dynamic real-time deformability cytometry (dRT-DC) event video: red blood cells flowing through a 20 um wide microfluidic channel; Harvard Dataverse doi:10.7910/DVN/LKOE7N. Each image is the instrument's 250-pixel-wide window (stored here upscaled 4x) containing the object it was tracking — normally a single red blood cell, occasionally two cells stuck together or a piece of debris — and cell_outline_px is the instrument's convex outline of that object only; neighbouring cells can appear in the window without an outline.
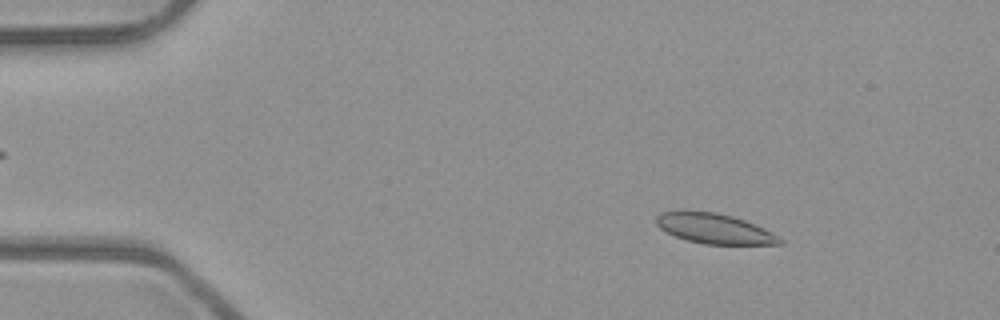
{"species": "common noctule bat (a hibernating species)", "species_latin": "Nyctalus noctula", "temperature_condition": "room temperature", "stored_images_in_passage": 51, "camera_frame_rate_fps": 3000, "um_per_image_px": 0.085, "animal": {"sex": "male", "body_mass_g": 23.1, "forearm_length_mm": 52.7}, "frame": {"image": 1, "passage_image": 7, "time_ms": 2.0, "image_size_px": [1000, 320], "cell_outline_px": [[784, 244], [704, 244], [688, 240], [676, 236], [660, 228], [656, 224], [656, 216], [660, 212], [680, 208], [716, 212], [732, 216], [744, 220], [764, 228], [784, 240]], "centroid_in_image_um": [60.66, 19.39], "position_along_channel_um": 24.3, "area_um2": 22.02}}
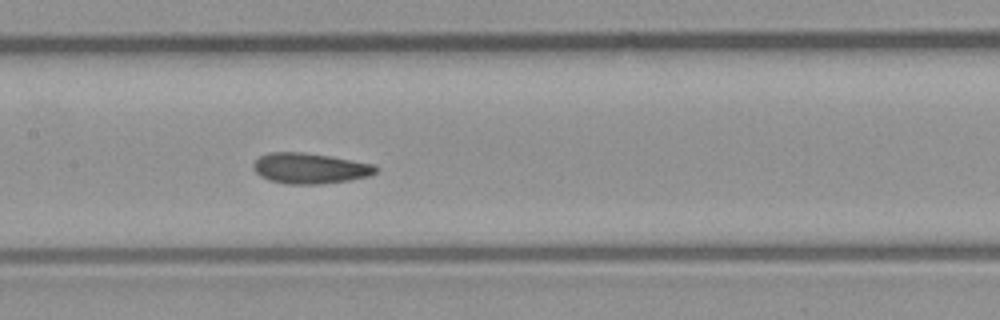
{"frame": {"image": 2, "passage_image": 25, "time_ms": 8.0, "image_size_px": [1000, 320], "cell_outline_px": [[380, 168], [376, 172], [368, 176], [348, 180], [320, 184], [284, 184], [268, 180], [260, 176], [252, 168], [252, 164], [260, 156], [268, 152], [304, 152], [376, 164]], "centroid_in_image_um": [26.33, 14.31], "position_along_channel_um": 181.1, "area_um2": 21.96}}
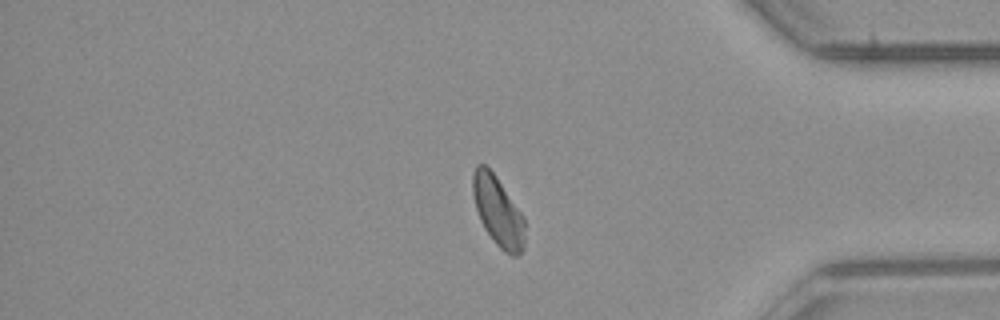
{"frame": {"image": 3, "passage_image": 43, "time_ms": 14.0, "image_size_px": [1000, 320], "cell_outline_px": [[524, 248], [516, 256], [512, 256], [504, 252], [492, 240], [484, 228], [480, 220], [476, 208], [472, 192], [472, 172], [476, 164], [484, 164], [496, 176], [524, 216]], "centroid_in_image_um": [42.31, 17.96], "position_along_channel_um": 392.9, "area_um2": 21.21}, "authors_computed_cell_mechanics": {"area_um2": 21.9062, "velocity_mm_per_s": 3.952, "shape_relaxation_time_tau1_ms": 9.0646, "shape_relaxation_time_tau2_ms": 1.6434, "deformation_change_tau1": 0.1565, "deformation_change_tau2": 0.0605}}